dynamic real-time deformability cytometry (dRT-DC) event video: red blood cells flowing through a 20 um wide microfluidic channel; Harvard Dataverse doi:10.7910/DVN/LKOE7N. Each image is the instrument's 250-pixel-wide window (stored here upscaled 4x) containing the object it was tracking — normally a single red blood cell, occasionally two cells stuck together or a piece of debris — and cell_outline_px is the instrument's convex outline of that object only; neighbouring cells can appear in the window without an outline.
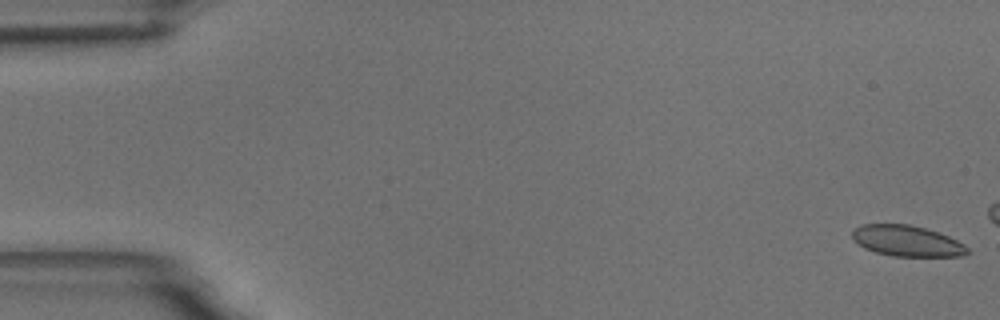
{"species": "common noctule bat (a hibernating species)", "species_latin": "Nyctalus noctula", "temperature_condition": "room temperature", "stored_images_in_passage": 17, "camera_frame_rate_fps": 3000, "um_per_image_px": 0.085, "animal": {"sex": "male", "body_mass_g": 18.8}, "frame": {"image": 1, "passage_image": 1, "time_ms": 0.0, "image_size_px": [1000, 320], "cell_outline_px": [[972, 252], [964, 256], [892, 256], [876, 252], [864, 248], [852, 236], [852, 232], [856, 228], [864, 224], [908, 224], [924, 228], [948, 236], [964, 244]], "centroid_in_image_um": [77.14, 20.49], "position_along_channel_um": 7.9, "area_um2": 20.52}}